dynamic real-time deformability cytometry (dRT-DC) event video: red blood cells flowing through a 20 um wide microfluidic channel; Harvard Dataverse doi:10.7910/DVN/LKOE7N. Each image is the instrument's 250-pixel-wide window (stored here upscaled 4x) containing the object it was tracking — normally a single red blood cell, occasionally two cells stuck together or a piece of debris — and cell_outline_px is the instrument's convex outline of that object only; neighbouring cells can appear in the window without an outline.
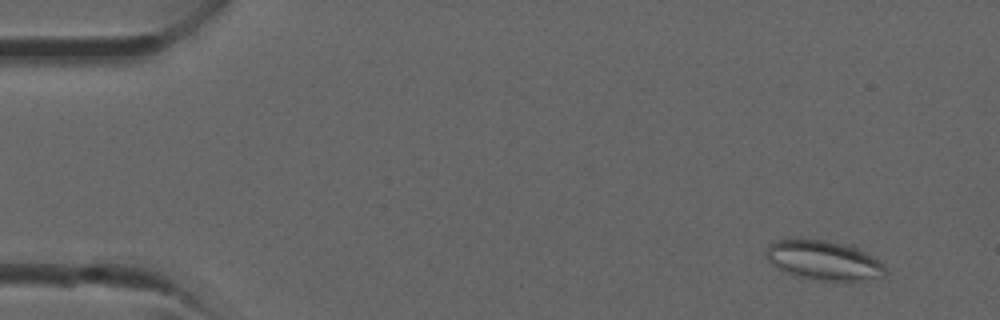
{"species": "common noctule bat (a hibernating species)", "species_latin": "Nyctalus noctula", "temperature_condition": "room temperature", "stored_images_in_passage": 36, "camera_frame_rate_fps": 3000, "um_per_image_px": 0.085, "animal": {"sex": "male", "forearm_length_mm": 52.5}, "frame": {"image": 1, "passage_image": 3, "time_ms": 0.667, "image_size_px": [1000, 320], "cell_outline_px": [[888, 272], [884, 276], [860, 280], [820, 280], [796, 276], [772, 264], [768, 260], [764, 252], [768, 244], [772, 240], [788, 236], [800, 236], [852, 244], [872, 256], [884, 264]], "centroid_in_image_um": [69.96, 22.05], "position_along_channel_um": 15.0, "area_um2": 28.32}}
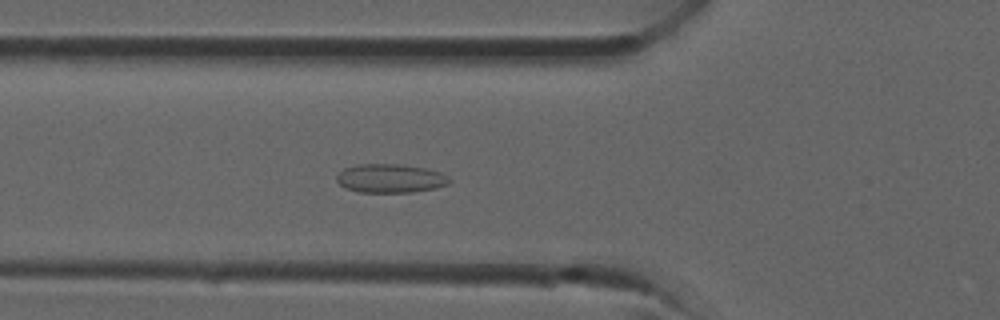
{"frame": {"image": 2, "passage_image": 13, "time_ms": 4.0, "image_size_px": [1000, 320], "cell_outline_px": [[452, 180], [448, 184], [436, 188], [412, 192], [360, 192], [344, 188], [336, 180], [336, 176], [344, 168], [360, 164], [404, 164], [428, 168], [440, 172], [448, 176]], "centroid_in_image_um": [33.2, 15.15], "position_along_channel_um": 92.6, "area_um2": 19.07}}
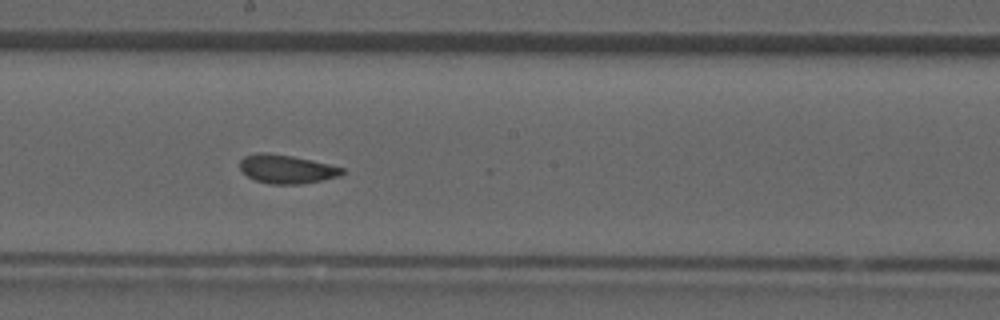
{"frame": {"image": 3, "passage_image": 20, "time_ms": 6.333, "image_size_px": [1000, 320], "cell_outline_px": [[344, 172], [340, 176], [324, 180], [300, 184], [268, 184], [256, 180], [248, 176], [240, 168], [240, 160], [244, 156], [256, 152], [268, 152], [292, 156], [312, 160], [344, 168]], "centroid_in_image_um": [24.36, 14.37], "position_along_channel_um": 223.8, "area_um2": 17.17}}